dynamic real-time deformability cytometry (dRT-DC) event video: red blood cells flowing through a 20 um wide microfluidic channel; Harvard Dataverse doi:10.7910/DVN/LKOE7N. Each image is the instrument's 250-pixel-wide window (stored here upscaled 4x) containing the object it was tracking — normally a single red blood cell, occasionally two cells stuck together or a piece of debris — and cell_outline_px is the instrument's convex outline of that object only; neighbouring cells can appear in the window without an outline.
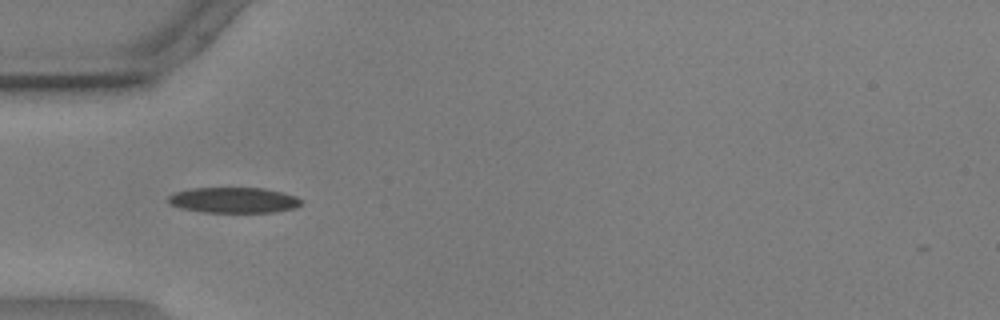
{"species": "common noctule bat (a hibernating species)", "species_latin": "Nyctalus noctula", "temperature_condition": "warm", "stored_images_in_passage": 39, "camera_frame_rate_fps": 3000, "um_per_image_px": 0.085, "animal": {"sex": "male", "body_mass_g": 17.9, "forearm_length_mm": 54.2}, "frame": {"image": 1, "passage_image": 1, "time_ms": 0.0, "image_size_px": [1000, 320], "cell_outline_px": [[300, 204], [296, 208], [276, 212], [204, 212], [180, 208], [172, 204], [168, 200], [168, 196], [176, 192], [192, 188], [264, 188], [296, 196], [300, 200]], "centroid_in_image_um": [19.87, 17.01], "position_along_channel_um": 65.1, "area_um2": 19.65}}
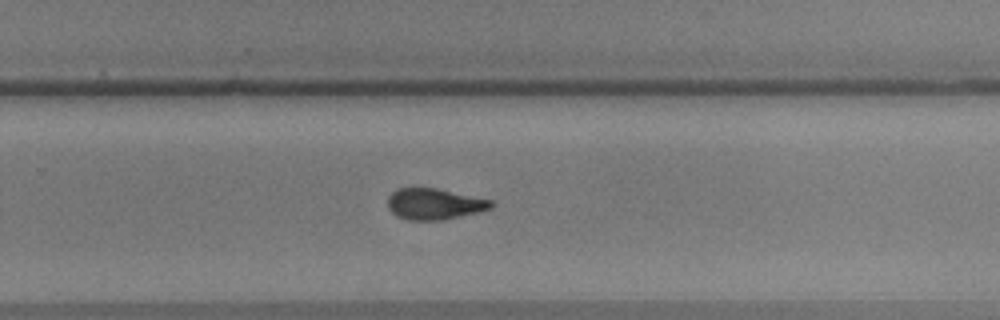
{"frame": {"image": 2, "passage_image": 20, "time_ms": 6.333, "image_size_px": [1000, 320], "cell_outline_px": [[496, 204], [492, 208], [444, 220], [408, 220], [396, 216], [388, 208], [388, 196], [396, 188], [436, 188], [492, 200]], "centroid_in_image_um": [36.91, 17.34], "position_along_channel_um": 292.9, "area_um2": 18.79}}
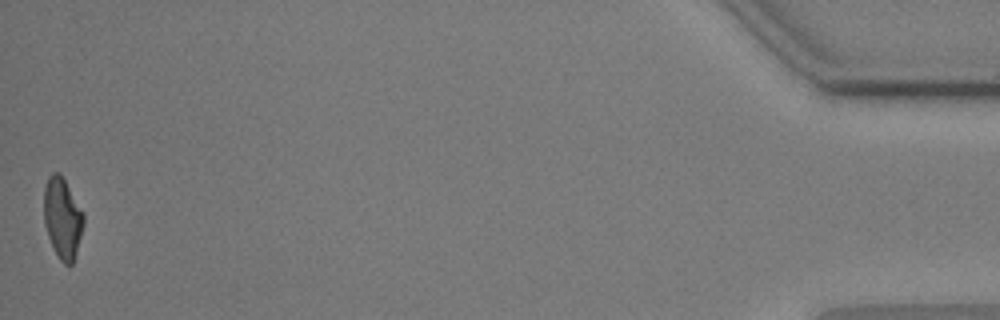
{"frame": {"image": 3, "passage_image": 39, "time_ms": 12.667, "image_size_px": [1000, 320], "cell_outline_px": [[84, 224], [76, 252], [72, 264], [64, 264], [60, 260], [48, 236], [44, 224], [44, 188], [48, 176], [52, 172], [60, 172], [84, 212]], "centroid_in_image_um": [5.31, 18.49], "position_along_channel_um": 429.9, "area_um2": 18.67}, "authors_computed_cell_mechanics": {"area_um2": 19.4208, "velocity_mm_per_s": 3.602, "shape_relaxation_time_tau1_ms": 5.5968, "shape_relaxation_time_tau2_ms": 3.6624, "deformation_change_tau1": 0.1624, "deformation_change_tau2": 0.1089}}